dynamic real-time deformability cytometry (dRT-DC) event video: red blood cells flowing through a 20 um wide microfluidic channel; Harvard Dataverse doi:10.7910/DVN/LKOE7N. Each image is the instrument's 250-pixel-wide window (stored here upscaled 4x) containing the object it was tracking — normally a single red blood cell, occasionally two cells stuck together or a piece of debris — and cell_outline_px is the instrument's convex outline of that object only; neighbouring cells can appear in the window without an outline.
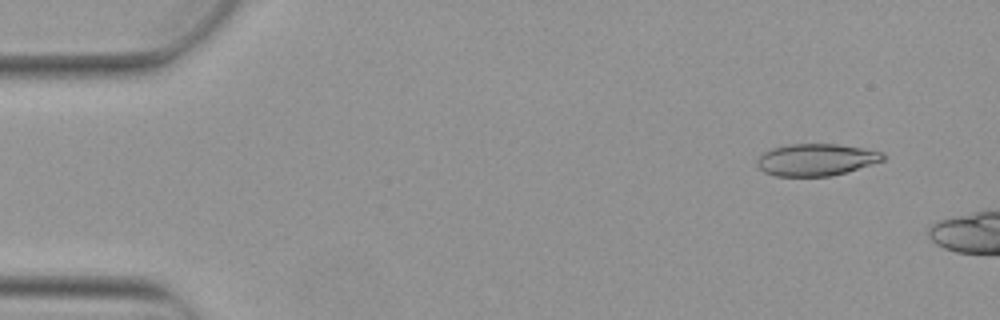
{"species": "Egyptian fruit bat (a non-hibernating species)", "species_latin": "Rousettus aegyptiacus", "temperature_condition": "warm", "stored_images_in_passage": 3, "camera_frame_rate_fps": 3000, "um_per_image_px": 0.085, "animal": {"sex": "female"}, "frame": {"image": 1, "passage_image": 1, "time_ms": 0.0, "image_size_px": [1000, 320], "cell_outline_px": [[888, 156], [884, 160], [832, 176], [776, 176], [764, 172], [756, 164], [756, 160], [764, 152], [772, 148], [788, 144], [836, 144], [864, 148], [884, 152]], "centroid_in_image_um": [69.38, 13.57], "position_along_channel_um": 15.6, "area_um2": 23.52}}